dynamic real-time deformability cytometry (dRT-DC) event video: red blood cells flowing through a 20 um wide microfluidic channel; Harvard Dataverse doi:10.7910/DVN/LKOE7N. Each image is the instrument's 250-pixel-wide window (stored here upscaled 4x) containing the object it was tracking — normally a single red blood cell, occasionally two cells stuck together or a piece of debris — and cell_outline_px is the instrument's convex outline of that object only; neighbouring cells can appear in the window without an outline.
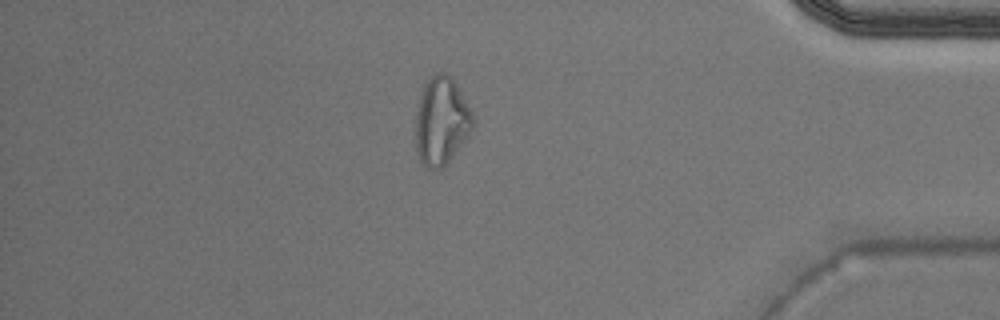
{"species": "Egyptian fruit bat (a non-hibernating species)", "species_latin": "Rousettus aegyptiacus", "temperature_condition": "warm", "stored_images_in_passage": 41, "camera_frame_rate_fps": 3000, "um_per_image_px": 0.085, "animal": {"sex": "male"}, "frame": {"image": 1, "passage_image": 35, "time_ms": 11.333, "image_size_px": [1000, 320], "cell_outline_px": [[472, 128], [468, 136], [448, 160], [440, 168], [428, 168], [420, 160], [416, 152], [416, 112], [420, 96], [424, 84], [436, 72], [448, 72], [456, 84], [472, 112]], "centroid_in_image_um": [37.49, 10.25], "position_along_channel_um": 397.7, "area_um2": 28.78}}
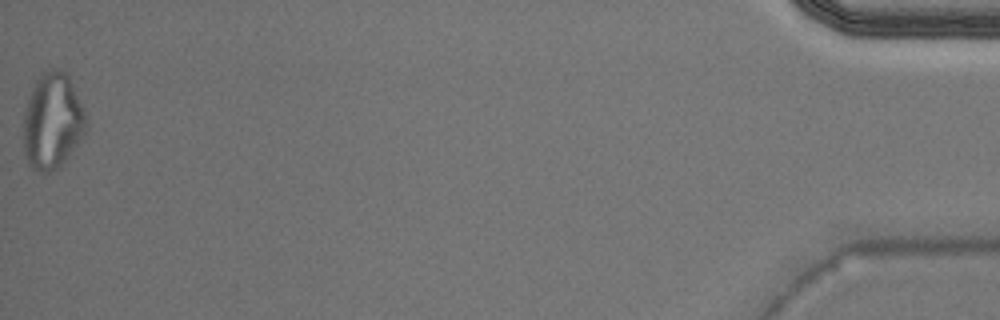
{"frame": {"image": 2, "passage_image": 41, "time_ms": 13.333, "image_size_px": [1000, 320], "cell_outline_px": [[88, 124], [84, 132], [60, 168], [44, 176], [32, 168], [28, 164], [24, 152], [24, 112], [32, 88], [36, 80], [44, 72], [52, 68], [56, 68], [64, 72], [68, 76], [84, 108]], "centroid_in_image_um": [4.45, 10.35], "position_along_channel_um": 430.8, "area_um2": 35.08}}